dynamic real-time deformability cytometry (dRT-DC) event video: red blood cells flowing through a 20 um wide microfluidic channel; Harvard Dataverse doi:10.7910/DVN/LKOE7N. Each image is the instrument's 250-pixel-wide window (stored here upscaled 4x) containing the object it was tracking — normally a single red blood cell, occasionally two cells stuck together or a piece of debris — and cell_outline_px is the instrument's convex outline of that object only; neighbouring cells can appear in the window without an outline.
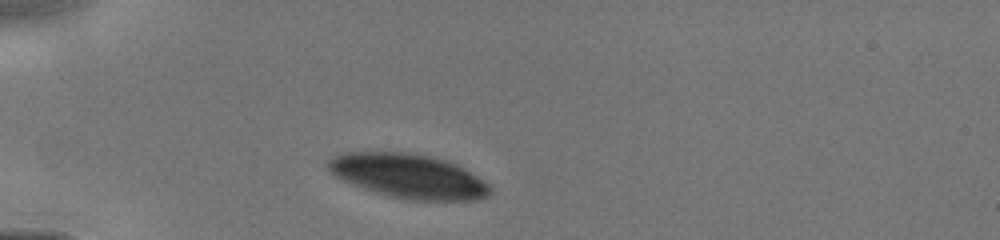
{"species": "human", "species_latin": "Homo sapiens", "temperature_condition": "cold", "stored_images_in_passage": 3, "camera_frame_rate_fps": 3000, "um_per_image_px": 0.085, "donor": {"sex": "male"}, "frame": {"image": 1, "passage_image": 1, "time_ms": 0.0, "image_size_px": [1000, 240], "cell_outline_px": [[492, 192], [488, 196], [480, 200], [408, 200], [388, 196], [352, 184], [336, 176], [328, 168], [328, 160], [332, 156], [344, 152], [408, 152], [428, 156], [444, 160], [456, 164], [464, 168], [488, 184], [492, 188]], "centroid_in_image_um": [34.74, 14.97], "position_along_channel_um": 50.3, "area_um2": 41.62}}
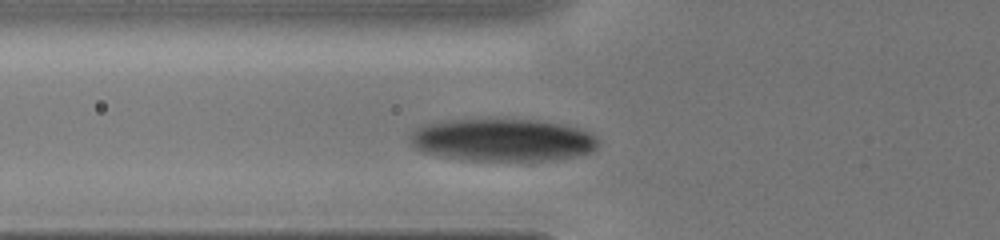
{"frame": {"image": 2, "passage_image": 3, "time_ms": 1.333, "image_size_px": [1000, 240], "cell_outline_px": [[600, 144], [592, 152], [576, 156], [552, 160], [460, 160], [420, 152], [412, 148], [408, 136], [416, 128], [428, 124], [452, 120], [544, 120], [568, 124], [588, 132], [596, 136]], "centroid_in_image_um": [42.73, 11.91], "position_along_channel_um": 83.1, "area_um2": 47.05}}